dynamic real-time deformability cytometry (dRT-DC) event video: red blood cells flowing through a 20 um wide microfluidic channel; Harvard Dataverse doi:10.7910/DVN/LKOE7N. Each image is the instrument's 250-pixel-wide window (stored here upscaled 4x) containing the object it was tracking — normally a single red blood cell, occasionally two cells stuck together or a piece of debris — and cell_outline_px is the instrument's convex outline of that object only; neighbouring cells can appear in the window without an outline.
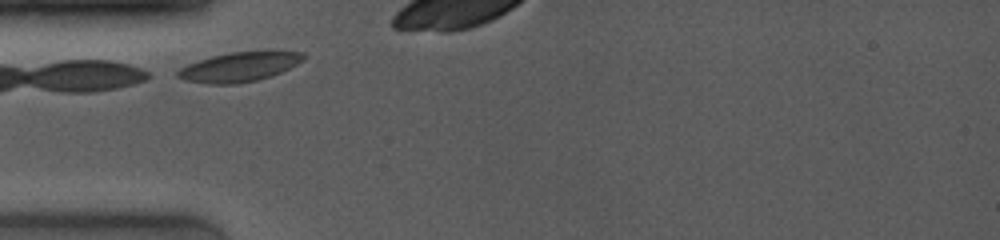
{"species": "common noctule bat (a hibernating species)", "species_latin": "Nyctalus noctula", "temperature_condition": "room temperature", "stored_images_in_passage": 13, "camera_frame_rate_fps": 4000, "um_per_image_px": 0.085, "animal": {"sex": "female", "body_mass_g": 19.0, "forearm_length_mm": 53.3}, "frame": {"image": 1, "passage_image": 1, "time_ms": 0.0, "image_size_px": [1000, 240], "cell_outline_px": [[304, 60], [272, 76], [256, 80], [236, 84], [208, 84], [188, 80], [176, 76], [176, 72], [180, 68], [188, 64], [212, 56], [232, 52], [268, 48], [304, 52]], "centroid_in_image_um": [20.43, 5.63], "position_along_channel_um": 64.6, "area_um2": 22.14}}